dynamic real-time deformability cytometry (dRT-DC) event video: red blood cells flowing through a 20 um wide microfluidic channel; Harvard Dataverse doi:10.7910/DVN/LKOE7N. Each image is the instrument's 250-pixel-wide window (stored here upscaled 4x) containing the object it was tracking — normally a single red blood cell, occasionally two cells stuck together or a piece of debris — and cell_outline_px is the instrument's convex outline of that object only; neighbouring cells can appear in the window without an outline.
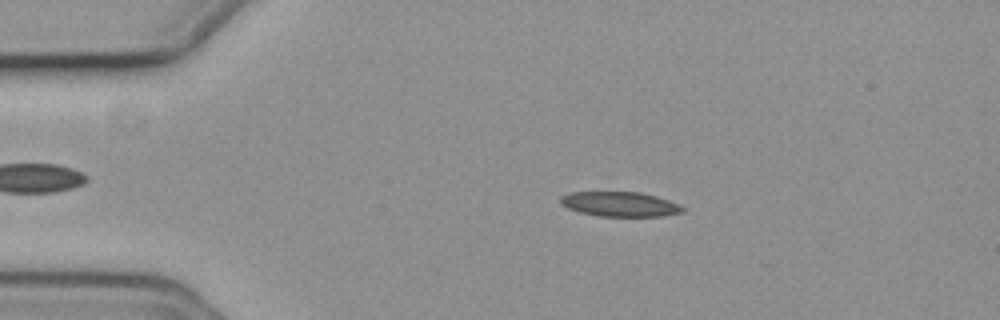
{"species": "common noctule bat (a hibernating species)", "species_latin": "Nyctalus noctula", "temperature_condition": "cold", "stored_images_in_passage": 56, "camera_frame_rate_fps": 3000, "um_per_image_px": 0.085, "animal": {"sex": "female", "body_mass_g": 19.3, "forearm_length_mm": 54.1}, "frame": {"image": 1, "passage_image": 11, "time_ms": 3.333, "image_size_px": [1000, 320], "cell_outline_px": [[684, 212], [664, 216], [600, 216], [580, 212], [568, 208], [560, 204], [560, 196], [568, 192], [640, 192], [656, 196], [668, 200], [684, 208]], "centroid_in_image_um": [52.66, 17.35], "position_along_channel_um": 32.3, "area_um2": 17.57}}
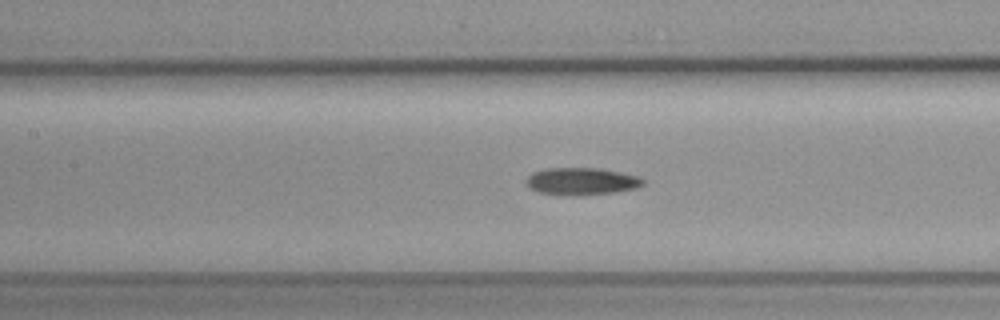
{"frame": {"image": 2, "passage_image": 25, "time_ms": 8.0, "image_size_px": [1000, 320], "cell_outline_px": [[644, 184], [636, 188], [616, 192], [580, 196], [572, 196], [540, 192], [528, 188], [524, 184], [524, 180], [532, 172], [548, 168], [600, 168], [640, 176], [644, 180]], "centroid_in_image_um": [49.41, 15.42], "position_along_channel_um": 158.0, "area_um2": 18.9}}
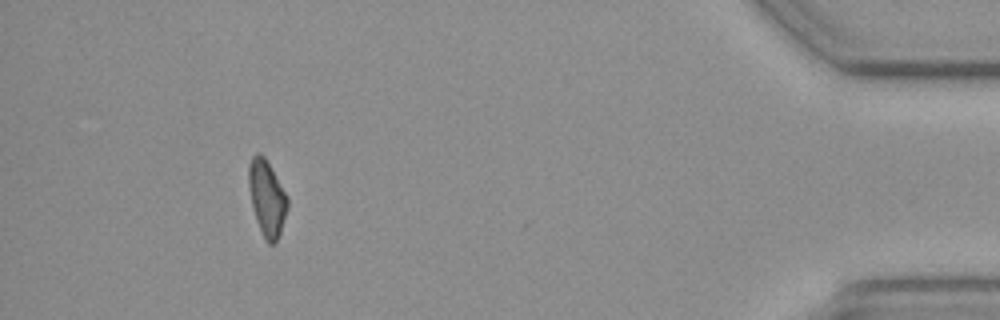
{"frame": {"image": 3, "passage_image": 51, "time_ms": 16.667, "image_size_px": [1000, 320], "cell_outline_px": [[288, 208], [276, 244], [268, 244], [264, 240], [256, 220], [252, 204], [248, 184], [248, 164], [252, 156], [256, 152], [260, 152], [264, 156], [288, 196]], "centroid_in_image_um": [22.68, 16.84], "position_along_channel_um": 412.5, "area_um2": 17.28}, "authors_computed_cell_mechanics": {"area_um2": 18.0336, "velocity_mm_per_s": 3.7194, "shape_relaxation_time_tau1_ms": 7.6987, "shape_relaxation_time_tau2_ms": null, "deformation_change_tau1": 0.1465, "deformation_change_tau2": null}}